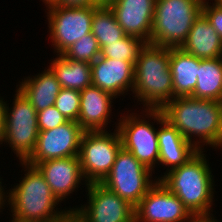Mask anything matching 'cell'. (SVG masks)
<instances>
[{
	"mask_svg": "<svg viewBox=\"0 0 222 222\" xmlns=\"http://www.w3.org/2000/svg\"><path fill=\"white\" fill-rule=\"evenodd\" d=\"M46 7L49 38L56 55H62L84 35L91 33L94 7Z\"/></svg>",
	"mask_w": 222,
	"mask_h": 222,
	"instance_id": "cell-9",
	"label": "cell"
},
{
	"mask_svg": "<svg viewBox=\"0 0 222 222\" xmlns=\"http://www.w3.org/2000/svg\"><path fill=\"white\" fill-rule=\"evenodd\" d=\"M209 4L212 3L203 0L202 14L222 39V2L220 0H214L212 5Z\"/></svg>",
	"mask_w": 222,
	"mask_h": 222,
	"instance_id": "cell-29",
	"label": "cell"
},
{
	"mask_svg": "<svg viewBox=\"0 0 222 222\" xmlns=\"http://www.w3.org/2000/svg\"><path fill=\"white\" fill-rule=\"evenodd\" d=\"M146 45L141 38L125 35L117 42L106 44L100 48V56L111 59L125 60L135 65L140 50Z\"/></svg>",
	"mask_w": 222,
	"mask_h": 222,
	"instance_id": "cell-25",
	"label": "cell"
},
{
	"mask_svg": "<svg viewBox=\"0 0 222 222\" xmlns=\"http://www.w3.org/2000/svg\"><path fill=\"white\" fill-rule=\"evenodd\" d=\"M181 48L199 59L222 57V39L202 13L194 21Z\"/></svg>",
	"mask_w": 222,
	"mask_h": 222,
	"instance_id": "cell-19",
	"label": "cell"
},
{
	"mask_svg": "<svg viewBox=\"0 0 222 222\" xmlns=\"http://www.w3.org/2000/svg\"><path fill=\"white\" fill-rule=\"evenodd\" d=\"M39 131H46L56 128L68 120L53 105L37 112Z\"/></svg>",
	"mask_w": 222,
	"mask_h": 222,
	"instance_id": "cell-28",
	"label": "cell"
},
{
	"mask_svg": "<svg viewBox=\"0 0 222 222\" xmlns=\"http://www.w3.org/2000/svg\"><path fill=\"white\" fill-rule=\"evenodd\" d=\"M62 55L74 61L93 63L100 56V47L94 35L89 33L75 42Z\"/></svg>",
	"mask_w": 222,
	"mask_h": 222,
	"instance_id": "cell-26",
	"label": "cell"
},
{
	"mask_svg": "<svg viewBox=\"0 0 222 222\" xmlns=\"http://www.w3.org/2000/svg\"><path fill=\"white\" fill-rule=\"evenodd\" d=\"M193 217L179 198L159 180L135 207L137 222H190Z\"/></svg>",
	"mask_w": 222,
	"mask_h": 222,
	"instance_id": "cell-13",
	"label": "cell"
},
{
	"mask_svg": "<svg viewBox=\"0 0 222 222\" xmlns=\"http://www.w3.org/2000/svg\"><path fill=\"white\" fill-rule=\"evenodd\" d=\"M26 78L20 82L18 89L37 112L55 104L61 86L49 67L33 78L32 76Z\"/></svg>",
	"mask_w": 222,
	"mask_h": 222,
	"instance_id": "cell-21",
	"label": "cell"
},
{
	"mask_svg": "<svg viewBox=\"0 0 222 222\" xmlns=\"http://www.w3.org/2000/svg\"><path fill=\"white\" fill-rule=\"evenodd\" d=\"M91 33L97 39L100 48L117 42L126 35L109 6L94 7Z\"/></svg>",
	"mask_w": 222,
	"mask_h": 222,
	"instance_id": "cell-24",
	"label": "cell"
},
{
	"mask_svg": "<svg viewBox=\"0 0 222 222\" xmlns=\"http://www.w3.org/2000/svg\"><path fill=\"white\" fill-rule=\"evenodd\" d=\"M36 167L44 175L59 202L78 189V185L85 179L78 156L42 161Z\"/></svg>",
	"mask_w": 222,
	"mask_h": 222,
	"instance_id": "cell-16",
	"label": "cell"
},
{
	"mask_svg": "<svg viewBox=\"0 0 222 222\" xmlns=\"http://www.w3.org/2000/svg\"><path fill=\"white\" fill-rule=\"evenodd\" d=\"M114 98L116 99L111 93L93 85L80 91V113L77 122L81 128L84 131H106Z\"/></svg>",
	"mask_w": 222,
	"mask_h": 222,
	"instance_id": "cell-18",
	"label": "cell"
},
{
	"mask_svg": "<svg viewBox=\"0 0 222 222\" xmlns=\"http://www.w3.org/2000/svg\"><path fill=\"white\" fill-rule=\"evenodd\" d=\"M205 151H198L180 167L164 173L158 178L170 192L174 193L193 216H211L213 206L214 176L207 163Z\"/></svg>",
	"mask_w": 222,
	"mask_h": 222,
	"instance_id": "cell-2",
	"label": "cell"
},
{
	"mask_svg": "<svg viewBox=\"0 0 222 222\" xmlns=\"http://www.w3.org/2000/svg\"><path fill=\"white\" fill-rule=\"evenodd\" d=\"M216 220L217 219H215L213 217V215H211V216H194L190 222H218Z\"/></svg>",
	"mask_w": 222,
	"mask_h": 222,
	"instance_id": "cell-33",
	"label": "cell"
},
{
	"mask_svg": "<svg viewBox=\"0 0 222 222\" xmlns=\"http://www.w3.org/2000/svg\"><path fill=\"white\" fill-rule=\"evenodd\" d=\"M0 180H2V179L0 178ZM1 184H2V182H0V209H2V207H4L5 203H7L5 200L6 192L4 191V188L2 187Z\"/></svg>",
	"mask_w": 222,
	"mask_h": 222,
	"instance_id": "cell-34",
	"label": "cell"
},
{
	"mask_svg": "<svg viewBox=\"0 0 222 222\" xmlns=\"http://www.w3.org/2000/svg\"><path fill=\"white\" fill-rule=\"evenodd\" d=\"M44 4L46 6H57V7H96L95 0H47Z\"/></svg>",
	"mask_w": 222,
	"mask_h": 222,
	"instance_id": "cell-30",
	"label": "cell"
},
{
	"mask_svg": "<svg viewBox=\"0 0 222 222\" xmlns=\"http://www.w3.org/2000/svg\"><path fill=\"white\" fill-rule=\"evenodd\" d=\"M91 68L93 86L111 93L116 98L130 89L133 92V63L99 56L91 63Z\"/></svg>",
	"mask_w": 222,
	"mask_h": 222,
	"instance_id": "cell-17",
	"label": "cell"
},
{
	"mask_svg": "<svg viewBox=\"0 0 222 222\" xmlns=\"http://www.w3.org/2000/svg\"><path fill=\"white\" fill-rule=\"evenodd\" d=\"M115 0H95L98 6H110Z\"/></svg>",
	"mask_w": 222,
	"mask_h": 222,
	"instance_id": "cell-35",
	"label": "cell"
},
{
	"mask_svg": "<svg viewBox=\"0 0 222 222\" xmlns=\"http://www.w3.org/2000/svg\"><path fill=\"white\" fill-rule=\"evenodd\" d=\"M139 116L144 114L122 115L116 128L120 134L122 147L153 171L159 161L158 130L150 124V121Z\"/></svg>",
	"mask_w": 222,
	"mask_h": 222,
	"instance_id": "cell-10",
	"label": "cell"
},
{
	"mask_svg": "<svg viewBox=\"0 0 222 222\" xmlns=\"http://www.w3.org/2000/svg\"><path fill=\"white\" fill-rule=\"evenodd\" d=\"M151 178L152 170L139 162L131 152L121 147L110 173L101 184L136 207L158 182V179L151 180Z\"/></svg>",
	"mask_w": 222,
	"mask_h": 222,
	"instance_id": "cell-7",
	"label": "cell"
},
{
	"mask_svg": "<svg viewBox=\"0 0 222 222\" xmlns=\"http://www.w3.org/2000/svg\"><path fill=\"white\" fill-rule=\"evenodd\" d=\"M3 100L0 98V144H2L3 134H4V114H3Z\"/></svg>",
	"mask_w": 222,
	"mask_h": 222,
	"instance_id": "cell-32",
	"label": "cell"
},
{
	"mask_svg": "<svg viewBox=\"0 0 222 222\" xmlns=\"http://www.w3.org/2000/svg\"><path fill=\"white\" fill-rule=\"evenodd\" d=\"M202 5L203 0H156L150 44L181 47Z\"/></svg>",
	"mask_w": 222,
	"mask_h": 222,
	"instance_id": "cell-5",
	"label": "cell"
},
{
	"mask_svg": "<svg viewBox=\"0 0 222 222\" xmlns=\"http://www.w3.org/2000/svg\"><path fill=\"white\" fill-rule=\"evenodd\" d=\"M199 58L181 47L170 48V71L173 79L174 98L189 97L197 85Z\"/></svg>",
	"mask_w": 222,
	"mask_h": 222,
	"instance_id": "cell-20",
	"label": "cell"
},
{
	"mask_svg": "<svg viewBox=\"0 0 222 222\" xmlns=\"http://www.w3.org/2000/svg\"><path fill=\"white\" fill-rule=\"evenodd\" d=\"M114 133L106 131H85L79 149L81 170L85 185L101 183L110 173L115 158L122 147L117 128Z\"/></svg>",
	"mask_w": 222,
	"mask_h": 222,
	"instance_id": "cell-8",
	"label": "cell"
},
{
	"mask_svg": "<svg viewBox=\"0 0 222 222\" xmlns=\"http://www.w3.org/2000/svg\"><path fill=\"white\" fill-rule=\"evenodd\" d=\"M144 110L146 119L148 118L149 120L152 117L151 119H154L157 124H161V128L158 130V165L168 166L170 169L167 168V170H172L185 164L199 151L174 126L165 120L161 109Z\"/></svg>",
	"mask_w": 222,
	"mask_h": 222,
	"instance_id": "cell-14",
	"label": "cell"
},
{
	"mask_svg": "<svg viewBox=\"0 0 222 222\" xmlns=\"http://www.w3.org/2000/svg\"><path fill=\"white\" fill-rule=\"evenodd\" d=\"M20 163L27 172L19 184L17 183L5 196V200L11 207L13 216L11 221L53 222L66 210L59 211L55 208L59 200L52 193L39 169L26 162Z\"/></svg>",
	"mask_w": 222,
	"mask_h": 222,
	"instance_id": "cell-4",
	"label": "cell"
},
{
	"mask_svg": "<svg viewBox=\"0 0 222 222\" xmlns=\"http://www.w3.org/2000/svg\"><path fill=\"white\" fill-rule=\"evenodd\" d=\"M156 0H115L109 7L126 35L150 43Z\"/></svg>",
	"mask_w": 222,
	"mask_h": 222,
	"instance_id": "cell-15",
	"label": "cell"
},
{
	"mask_svg": "<svg viewBox=\"0 0 222 222\" xmlns=\"http://www.w3.org/2000/svg\"><path fill=\"white\" fill-rule=\"evenodd\" d=\"M13 106L3 101L4 134L2 144L8 143L12 151L25 162L34 152L38 139L37 111L17 88Z\"/></svg>",
	"mask_w": 222,
	"mask_h": 222,
	"instance_id": "cell-6",
	"label": "cell"
},
{
	"mask_svg": "<svg viewBox=\"0 0 222 222\" xmlns=\"http://www.w3.org/2000/svg\"><path fill=\"white\" fill-rule=\"evenodd\" d=\"M84 132L77 121H67L54 129L39 131L34 152L25 162L36 166L42 161L78 156Z\"/></svg>",
	"mask_w": 222,
	"mask_h": 222,
	"instance_id": "cell-11",
	"label": "cell"
},
{
	"mask_svg": "<svg viewBox=\"0 0 222 222\" xmlns=\"http://www.w3.org/2000/svg\"><path fill=\"white\" fill-rule=\"evenodd\" d=\"M134 68L133 97L145 109H162L174 99L169 47L146 43Z\"/></svg>",
	"mask_w": 222,
	"mask_h": 222,
	"instance_id": "cell-3",
	"label": "cell"
},
{
	"mask_svg": "<svg viewBox=\"0 0 222 222\" xmlns=\"http://www.w3.org/2000/svg\"><path fill=\"white\" fill-rule=\"evenodd\" d=\"M54 106L68 121H78L80 113V91L61 88Z\"/></svg>",
	"mask_w": 222,
	"mask_h": 222,
	"instance_id": "cell-27",
	"label": "cell"
},
{
	"mask_svg": "<svg viewBox=\"0 0 222 222\" xmlns=\"http://www.w3.org/2000/svg\"><path fill=\"white\" fill-rule=\"evenodd\" d=\"M87 205L76 209L87 222H133L135 207L101 183H89Z\"/></svg>",
	"mask_w": 222,
	"mask_h": 222,
	"instance_id": "cell-12",
	"label": "cell"
},
{
	"mask_svg": "<svg viewBox=\"0 0 222 222\" xmlns=\"http://www.w3.org/2000/svg\"><path fill=\"white\" fill-rule=\"evenodd\" d=\"M191 97L222 102V57L199 59L197 85Z\"/></svg>",
	"mask_w": 222,
	"mask_h": 222,
	"instance_id": "cell-23",
	"label": "cell"
},
{
	"mask_svg": "<svg viewBox=\"0 0 222 222\" xmlns=\"http://www.w3.org/2000/svg\"><path fill=\"white\" fill-rule=\"evenodd\" d=\"M49 68L60 83L61 88L82 91L92 85L91 63L74 61L63 55H57Z\"/></svg>",
	"mask_w": 222,
	"mask_h": 222,
	"instance_id": "cell-22",
	"label": "cell"
},
{
	"mask_svg": "<svg viewBox=\"0 0 222 222\" xmlns=\"http://www.w3.org/2000/svg\"><path fill=\"white\" fill-rule=\"evenodd\" d=\"M53 222H87L86 219L76 210H66L60 217Z\"/></svg>",
	"mask_w": 222,
	"mask_h": 222,
	"instance_id": "cell-31",
	"label": "cell"
},
{
	"mask_svg": "<svg viewBox=\"0 0 222 222\" xmlns=\"http://www.w3.org/2000/svg\"><path fill=\"white\" fill-rule=\"evenodd\" d=\"M161 110L165 120L199 151L204 150L205 144L214 149L222 146V102L191 96L177 97ZM193 136L199 139L192 140Z\"/></svg>",
	"mask_w": 222,
	"mask_h": 222,
	"instance_id": "cell-1",
	"label": "cell"
}]
</instances>
